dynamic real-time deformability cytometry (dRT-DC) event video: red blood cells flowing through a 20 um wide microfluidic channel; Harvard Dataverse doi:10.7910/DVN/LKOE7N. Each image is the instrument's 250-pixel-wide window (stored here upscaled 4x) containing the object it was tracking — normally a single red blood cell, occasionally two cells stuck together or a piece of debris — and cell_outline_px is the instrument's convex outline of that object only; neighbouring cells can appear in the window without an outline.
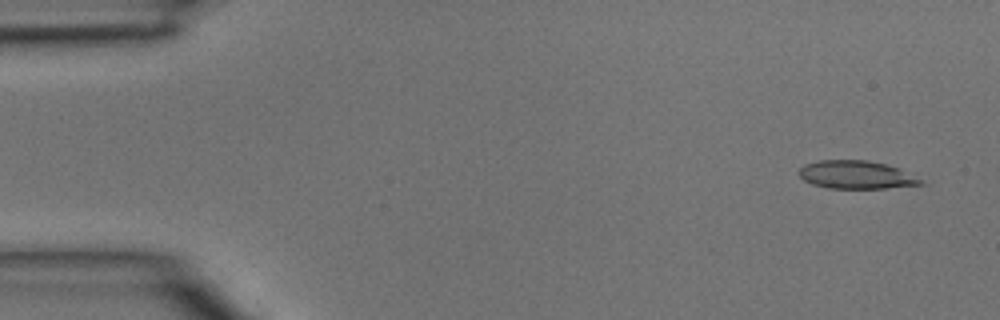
{"species": "common noctule bat (a hibernating species)", "species_latin": "Nyctalus noctula", "temperature_condition": "room temperature", "stored_images_in_passage": 4, "camera_frame_rate_fps": 3000, "um_per_image_px": 0.085, "animal": {"sex": "male", "body_mass_g": 15.6}, "frame": {"image": 1, "passage_image": 1, "time_ms": 0.0, "image_size_px": [1000, 320], "cell_outline_px": [[924, 184], [884, 188], [828, 188], [812, 184], [804, 180], [800, 176], [800, 168], [804, 164], [820, 160], [868, 160], [884, 164], [896, 168], [924, 180]], "centroid_in_image_um": [72.75, 14.86], "position_along_channel_um": 12.2, "area_um2": 19.65}}